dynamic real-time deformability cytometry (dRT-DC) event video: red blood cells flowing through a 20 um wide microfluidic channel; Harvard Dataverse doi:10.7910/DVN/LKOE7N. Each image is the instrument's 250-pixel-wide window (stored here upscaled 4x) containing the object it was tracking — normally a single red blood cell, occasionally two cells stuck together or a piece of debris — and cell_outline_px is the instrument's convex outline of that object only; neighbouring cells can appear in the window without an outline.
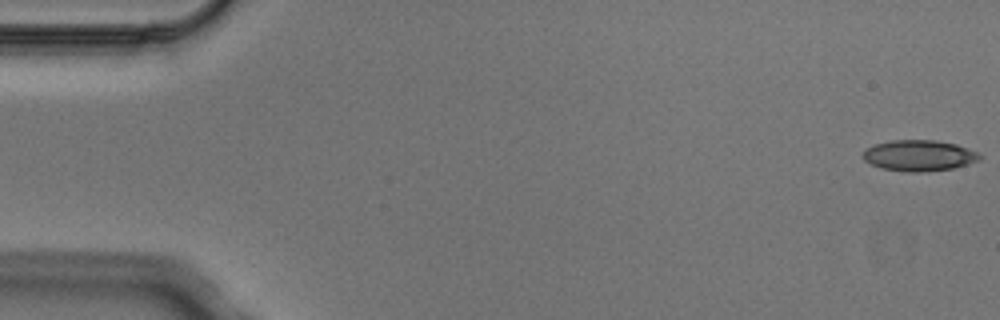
{"species": "Egyptian fruit bat (a non-hibernating species)", "species_latin": "Rousettus aegyptiacus", "temperature_condition": "cold", "stored_images_in_passage": 5, "camera_frame_rate_fps": 3000, "um_per_image_px": 0.085, "animal": {"sex": "male"}, "frame": {"image": 1, "passage_image": 1, "time_ms": 0.0, "image_size_px": [1000, 320], "cell_outline_px": [[980, 160], [968, 164], [952, 168], [920, 172], [908, 172], [884, 168], [872, 164], [864, 160], [864, 148], [876, 144], [892, 140], [936, 140], [956, 144], [968, 148], [976, 152], [980, 156]], "centroid_in_image_um": [78.12, 13.21], "position_along_channel_um": 6.9, "area_um2": 20.81}}
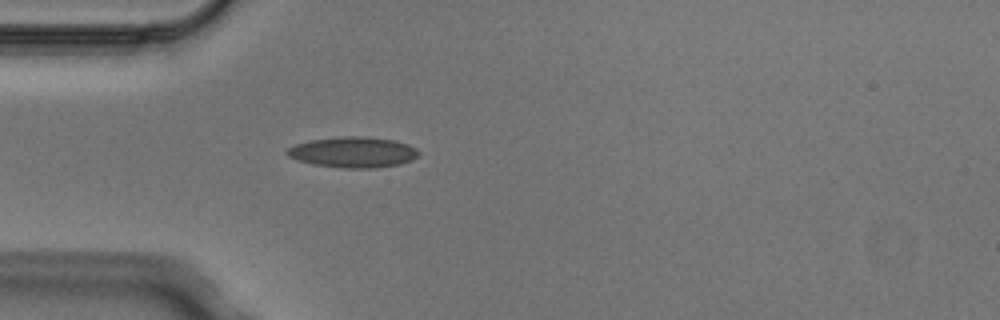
{"frame": {"image": 2, "passage_image": 5, "time_ms": 1.333, "image_size_px": [1000, 320], "cell_outline_px": [[420, 152], [412, 160], [400, 164], [376, 168], [344, 168], [312, 164], [288, 156], [284, 152], [288, 148], [296, 144], [308, 140], [340, 136], [364, 136], [396, 140], [408, 144], [416, 148]], "centroid_in_image_um": [30.02, 12.93], "position_along_channel_um": 55.0, "area_um2": 23.7}}